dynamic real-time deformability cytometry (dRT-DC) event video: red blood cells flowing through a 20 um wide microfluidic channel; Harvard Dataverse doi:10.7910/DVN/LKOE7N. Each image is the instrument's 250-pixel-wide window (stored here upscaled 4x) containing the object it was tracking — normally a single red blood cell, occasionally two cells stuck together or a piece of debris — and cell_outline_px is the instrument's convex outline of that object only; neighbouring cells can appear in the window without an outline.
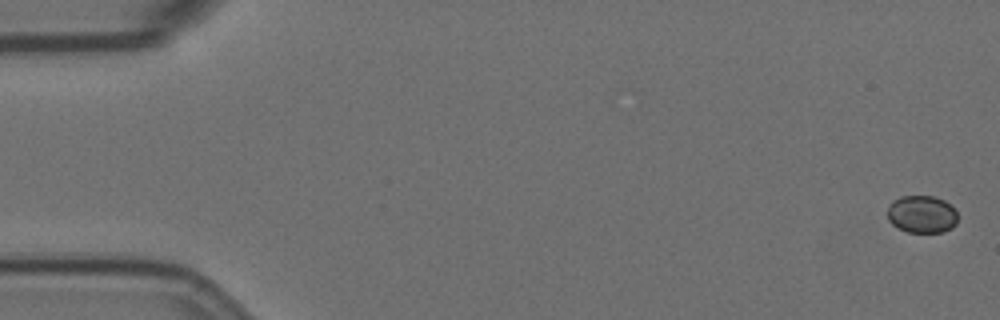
{"species": "Egyptian fruit bat (a non-hibernating species)", "species_latin": "Rousettus aegyptiacus", "temperature_condition": "room temperature", "stored_images_in_passage": 1, "camera_frame_rate_fps": 3000, "um_per_image_px": 0.085, "animal": {"sex": "female"}, "frame": {"image": 1, "passage_image": 1, "time_ms": 0.0, "image_size_px": [1000, 320], "cell_outline_px": [[956, 220], [948, 228], [936, 232], [912, 232], [900, 228], [888, 216], [900, 200], [908, 196], [928, 196], [940, 200], [948, 204], [956, 212]], "centroid_in_image_um": [78.44, 18.23], "position_along_channel_um": 6.6, "area_um2": 13.64}}